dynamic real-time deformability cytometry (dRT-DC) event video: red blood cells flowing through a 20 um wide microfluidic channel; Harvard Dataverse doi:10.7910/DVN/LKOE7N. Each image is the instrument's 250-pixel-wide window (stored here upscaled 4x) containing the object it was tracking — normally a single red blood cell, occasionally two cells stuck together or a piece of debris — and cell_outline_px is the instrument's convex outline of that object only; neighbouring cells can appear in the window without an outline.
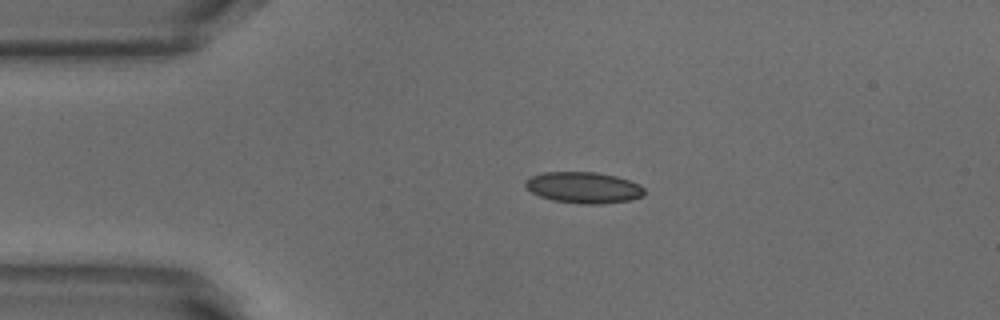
{"species": "common noctule bat (a hibernating species)", "species_latin": "Nyctalus noctula", "temperature_condition": "warm", "stored_images_in_passage": 42, "camera_frame_rate_fps": 3000, "um_per_image_px": 0.085, "animal": {"sex": "male", "body_mass_g": 18.8}, "frame": {"image": 1, "passage_image": 1, "time_ms": 0.0, "image_size_px": [1000, 320], "cell_outline_px": [[644, 196], [632, 200], [600, 204], [580, 204], [552, 200], [540, 196], [532, 192], [524, 184], [524, 180], [532, 176], [544, 172], [596, 172], [616, 176], [640, 184], [644, 188]], "centroid_in_image_um": [49.63, 15.95], "position_along_channel_um": 35.4, "area_um2": 21.73}}
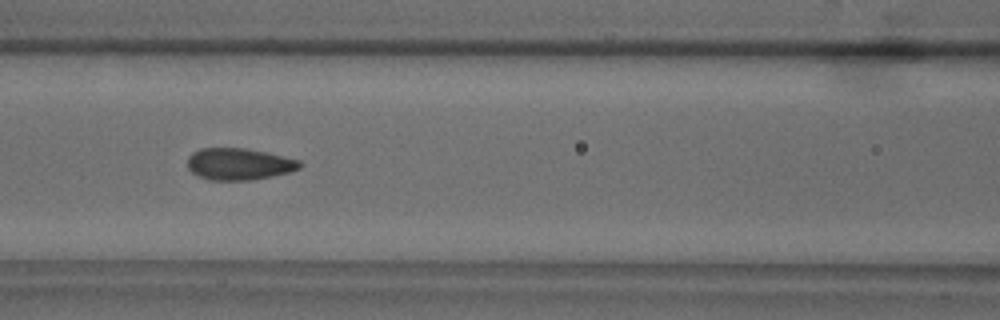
{"frame": {"image": 2, "passage_image": 12, "time_ms": 3.667, "image_size_px": [1000, 320], "cell_outline_px": [[300, 168], [288, 172], [272, 176], [252, 180], [208, 180], [192, 172], [188, 168], [188, 156], [192, 152], [200, 148], [244, 148], [264, 152], [300, 160]], "centroid_in_image_um": [20.28, 13.94], "position_along_channel_um": 146.3, "area_um2": 20.63}}
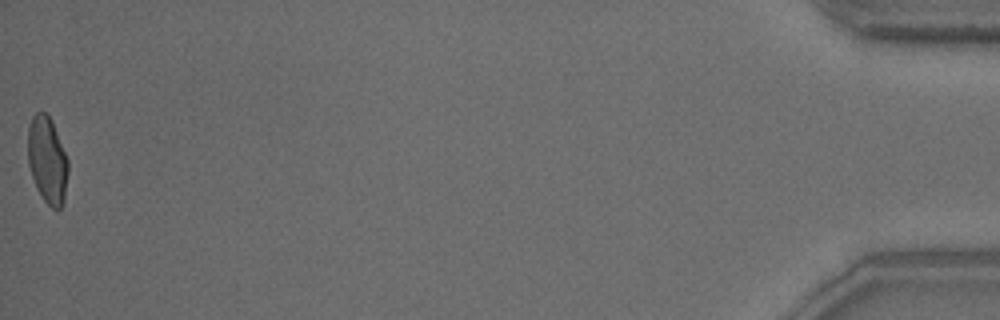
{"frame": {"image": 3, "passage_image": 42, "time_ms": 13.667, "image_size_px": [1000, 320], "cell_outline_px": [[68, 172], [64, 200], [60, 208], [52, 208], [44, 200], [36, 188], [28, 164], [28, 128], [32, 116], [36, 112], [44, 112], [52, 120], [68, 160]], "centroid_in_image_um": [4.02, 13.6], "position_along_channel_um": 431.2, "area_um2": 20.29}, "authors_computed_cell_mechanics": {"area_um2": 20.7791, "velocity_mm_per_s": 3.863, "shape_relaxation_time_tau1_ms": 5.5343, "shape_relaxation_time_tau2_ms": null, "deformation_change_tau1": 0.1653, "deformation_change_tau2": null}}